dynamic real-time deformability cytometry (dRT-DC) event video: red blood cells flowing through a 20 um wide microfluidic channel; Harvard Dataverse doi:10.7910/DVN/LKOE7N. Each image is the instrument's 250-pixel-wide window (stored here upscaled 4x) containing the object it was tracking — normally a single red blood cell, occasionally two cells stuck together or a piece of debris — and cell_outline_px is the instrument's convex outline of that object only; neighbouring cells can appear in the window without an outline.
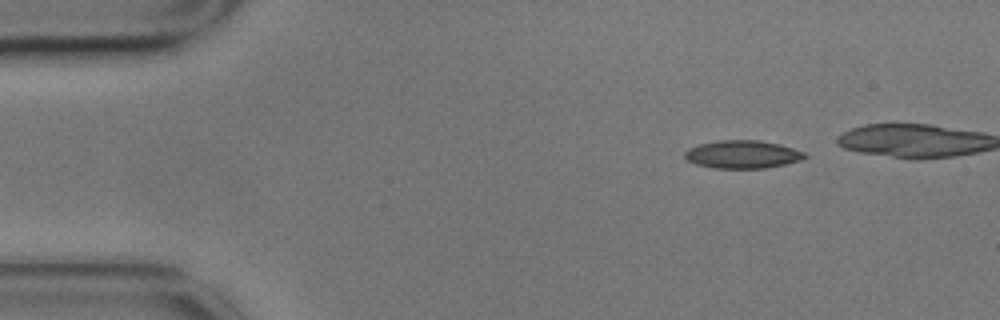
{"species": "common noctule bat (a hibernating species)", "species_latin": "Nyctalus noctula", "temperature_condition": "cold", "stored_images_in_passage": 4, "camera_frame_rate_fps": 3000, "um_per_image_px": 0.085, "animal": {"sex": "male", "body_mass_g": 17.9}, "frame": {"image": 1, "passage_image": 1, "time_ms": 0.0, "image_size_px": [1000, 320], "cell_outline_px": [[808, 156], [800, 160], [784, 164], [764, 168], [716, 168], [696, 164], [688, 160], [684, 156], [684, 152], [688, 148], [700, 144], [716, 140], [760, 140], [780, 144], [804, 152]], "centroid_in_image_um": [63.1, 13.11], "position_along_channel_um": 21.9, "area_um2": 19.48}}